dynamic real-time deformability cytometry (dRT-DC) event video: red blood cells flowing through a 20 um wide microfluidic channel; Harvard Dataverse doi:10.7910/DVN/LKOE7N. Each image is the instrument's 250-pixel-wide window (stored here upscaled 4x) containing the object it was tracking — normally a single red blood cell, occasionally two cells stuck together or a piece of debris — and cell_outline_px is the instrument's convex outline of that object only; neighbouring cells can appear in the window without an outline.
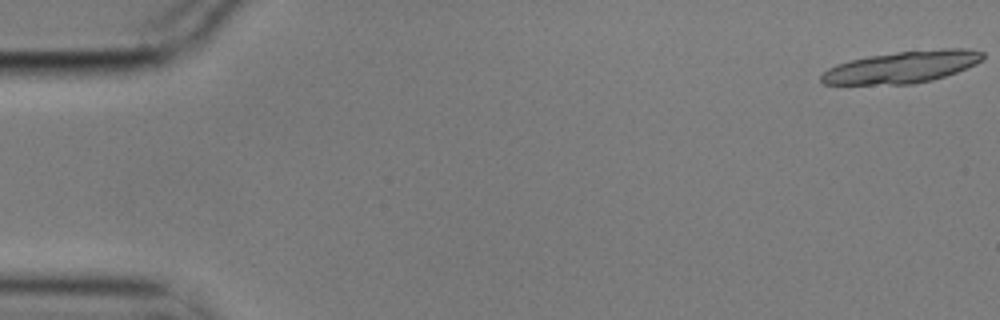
{"species": "common noctule bat (a hibernating species)", "species_latin": "Nyctalus noctula", "temperature_condition": "cold", "stored_images_in_passage": 4, "camera_frame_rate_fps": 3000, "um_per_image_px": 0.085, "animal": {"sex": "male", "body_mass_g": 17.9}, "frame": {"image": 1, "passage_image": 1, "time_ms": 0.0, "image_size_px": [1000, 320], "cell_outline_px": [[984, 56], [976, 64], [956, 72], [932, 80], [912, 84], [824, 84], [820, 80], [820, 76], [828, 68], [836, 64], [868, 56], [900, 52], [944, 48], [968, 48], [984, 52]], "centroid_in_image_um": [76.69, 5.69], "position_along_channel_um": 8.3, "area_um2": 29.77}}